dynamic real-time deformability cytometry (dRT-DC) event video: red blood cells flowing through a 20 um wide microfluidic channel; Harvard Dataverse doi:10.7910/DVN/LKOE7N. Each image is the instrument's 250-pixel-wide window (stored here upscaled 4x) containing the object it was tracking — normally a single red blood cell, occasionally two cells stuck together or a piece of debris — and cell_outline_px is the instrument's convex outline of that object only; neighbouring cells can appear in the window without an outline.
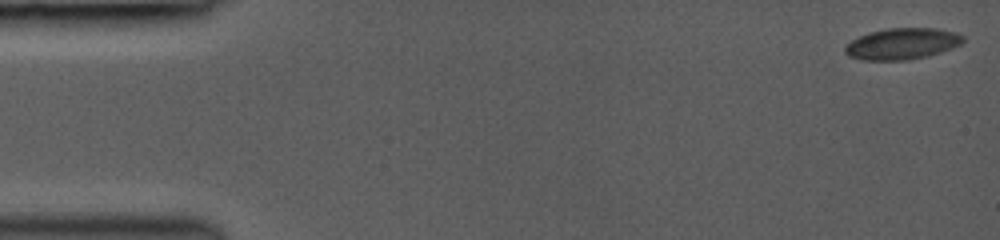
{"species": "common noctule bat (a hibernating species)", "species_latin": "Nyctalus noctula", "temperature_condition": "room temperature", "stored_images_in_passage": 20, "camera_frame_rate_fps": 3000, "um_per_image_px": 0.085, "animal": {"sex": "female", "body_mass_g": 19.0, "forearm_length_mm": 53.3}, "frame": {"image": 1, "passage_image": 1, "time_ms": 0.0, "image_size_px": [1000, 240], "cell_outline_px": [[964, 40], [960, 44], [952, 48], [928, 56], [908, 60], [860, 60], [848, 56], [844, 52], [844, 48], [852, 40], [868, 32], [888, 28], [936, 28], [956, 32], [964, 36]], "centroid_in_image_um": [76.68, 3.72], "position_along_channel_um": 8.3, "area_um2": 21.62}}
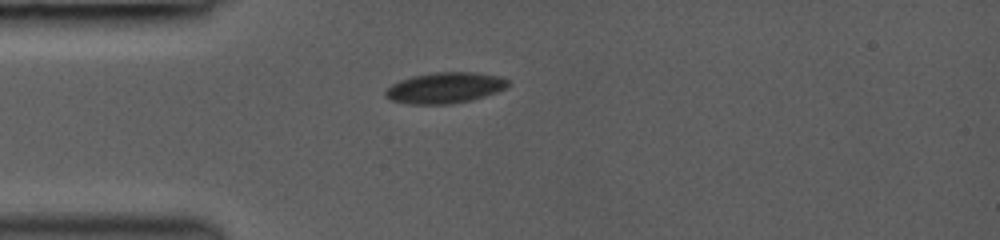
{"frame": {"image": 2, "passage_image": 17, "time_ms": 4.0, "image_size_px": [1000, 240], "cell_outline_px": [[508, 88], [472, 100], [452, 104], [408, 104], [392, 100], [384, 96], [384, 92], [392, 84], [400, 80], [412, 76], [436, 72], [476, 72], [500, 76], [508, 80]], "centroid_in_image_um": [37.83, 7.46], "position_along_channel_um": 47.2, "area_um2": 22.14}}